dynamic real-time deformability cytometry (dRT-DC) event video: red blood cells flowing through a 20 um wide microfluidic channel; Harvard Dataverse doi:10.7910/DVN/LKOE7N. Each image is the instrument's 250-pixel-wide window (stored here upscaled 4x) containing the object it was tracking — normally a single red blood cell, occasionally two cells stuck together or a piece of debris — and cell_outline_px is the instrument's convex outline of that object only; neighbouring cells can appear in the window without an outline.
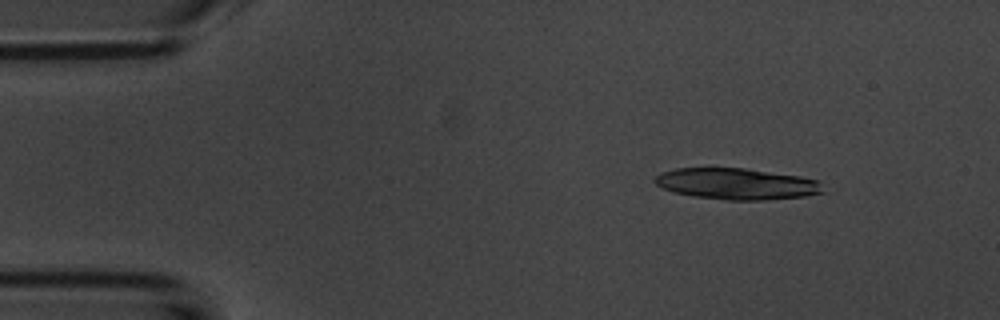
{"species": "common noctule bat (a hibernating species)", "species_latin": "Nyctalus noctula", "temperature_condition": "room temperature", "stored_images_in_passage": 48, "camera_frame_rate_fps": 3000, "um_per_image_px": 0.085, "animal": {"sex": "male", "body_mass_g": 20.1, "forearm_length_mm": 53.5}, "frame": {"image": 1, "passage_image": 1, "time_ms": 0.0, "image_size_px": [1000, 320], "cell_outline_px": [[824, 192], [804, 196], [764, 200], [724, 200], [692, 196], [672, 192], [656, 184], [652, 180], [660, 172], [676, 168], [744, 168], [800, 176], [820, 180]], "centroid_in_image_um": [62.6, 15.63], "position_along_channel_um": 22.4, "area_um2": 30.81}}
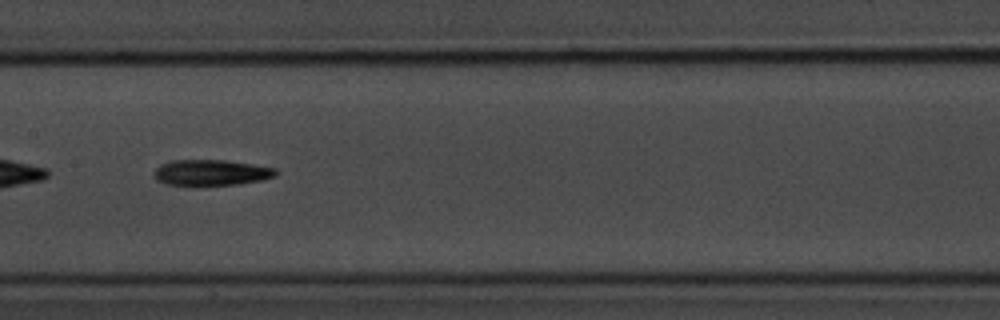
{"frame": {"image": 2, "passage_image": 21, "time_ms": 6.667, "image_size_px": [1000, 320], "cell_outline_px": [[276, 176], [260, 180], [236, 184], [196, 188], [192, 188], [168, 184], [156, 180], [152, 176], [152, 172], [160, 164], [172, 160], [224, 160], [252, 164], [276, 168]], "centroid_in_image_um": [17.85, 14.71], "position_along_channel_um": 189.5, "area_um2": 19.07}}
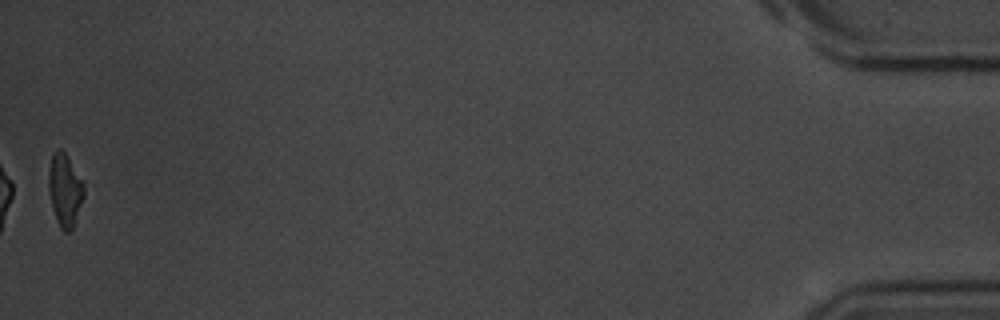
{"frame": {"image": 3, "passage_image": 48, "time_ms": 15.667, "image_size_px": [1000, 320], "cell_outline_px": [[84, 196], [72, 228], [68, 232], [64, 232], [60, 228], [56, 220], [52, 208], [48, 192], [48, 172], [52, 156], [56, 148], [60, 148], [64, 152], [84, 180]], "centroid_in_image_um": [5.5, 16.14], "position_along_channel_um": 429.7, "area_um2": 15.09}, "authors_computed_cell_mechanics": {"area_um2": 17.9469, "velocity_mm_per_s": 3.7304, "shape_relaxation_time_tau1_ms": 2.247, "shape_relaxation_time_tau2_ms": 10.7158, "deformation_change_tau1": 0.128, "deformation_change_tau2": 0.2951}}